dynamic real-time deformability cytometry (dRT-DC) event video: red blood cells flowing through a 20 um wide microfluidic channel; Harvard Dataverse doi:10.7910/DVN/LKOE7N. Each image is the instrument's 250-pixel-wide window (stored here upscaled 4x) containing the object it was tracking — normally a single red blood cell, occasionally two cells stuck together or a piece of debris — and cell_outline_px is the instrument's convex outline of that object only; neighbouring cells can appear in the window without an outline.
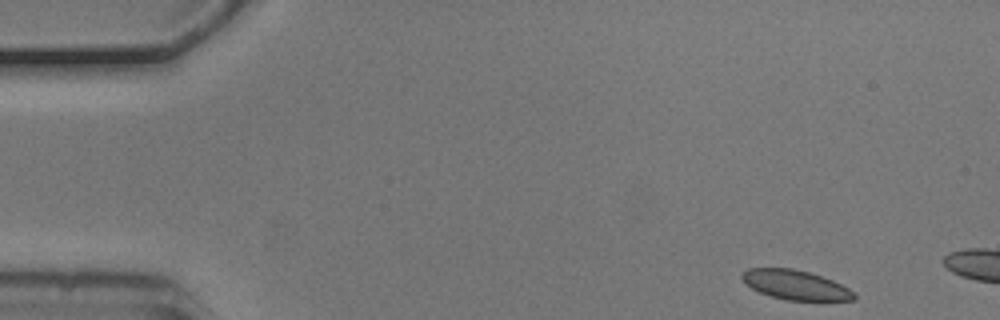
{"species": "common noctule bat (a hibernating species)", "species_latin": "Nyctalus noctula", "temperature_condition": "cold", "stored_images_in_passage": 14, "camera_frame_rate_fps": 3000, "um_per_image_px": 0.085, "animal": {"sex": "male", "body_mass_g": 20.5, "forearm_length_mm": 52.5}, "frame": {"image": 1, "passage_image": 1, "time_ms": 0.0, "image_size_px": [1000, 320], "cell_outline_px": [[856, 296], [852, 300], [788, 300], [772, 296], [760, 292], [744, 284], [740, 276], [748, 268], [792, 268], [808, 272], [832, 280], [848, 288]], "centroid_in_image_um": [67.56, 24.21], "position_along_channel_um": 17.4, "area_um2": 18.96}}